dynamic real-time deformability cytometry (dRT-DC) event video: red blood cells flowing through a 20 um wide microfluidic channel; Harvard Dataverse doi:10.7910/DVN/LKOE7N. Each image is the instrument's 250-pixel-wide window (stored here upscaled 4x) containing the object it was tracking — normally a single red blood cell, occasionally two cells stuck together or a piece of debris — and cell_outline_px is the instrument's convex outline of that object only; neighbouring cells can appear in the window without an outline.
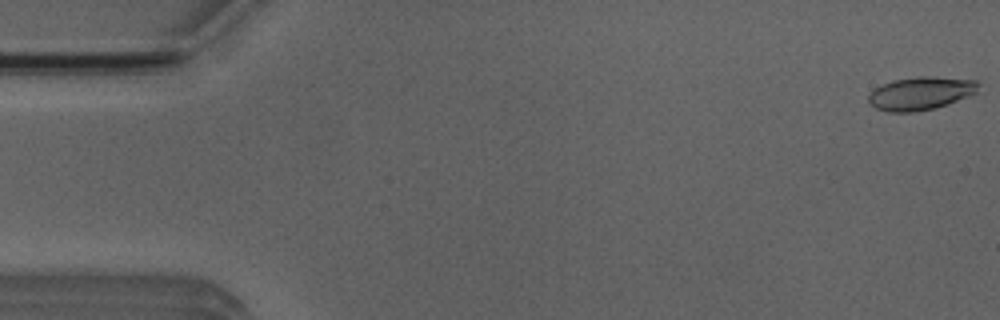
{"species": "Egyptian fruit bat (a non-hibernating species)", "species_latin": "Rousettus aegyptiacus", "temperature_condition": "room temperature", "stored_images_in_passage": 5, "camera_frame_rate_fps": 3000, "um_per_image_px": 0.085, "animal": {"sex": "male"}, "frame": {"image": 1, "passage_image": 1, "time_ms": 0.0, "image_size_px": [1000, 320], "cell_outline_px": [[980, 84], [976, 92], [968, 96], [948, 104], [916, 112], [888, 112], [876, 108], [868, 100], [868, 96], [876, 88], [892, 80], [920, 76], [928, 76], [976, 80]], "centroid_in_image_um": [78.27, 7.93], "position_along_channel_um": 6.7, "area_um2": 20.98}}
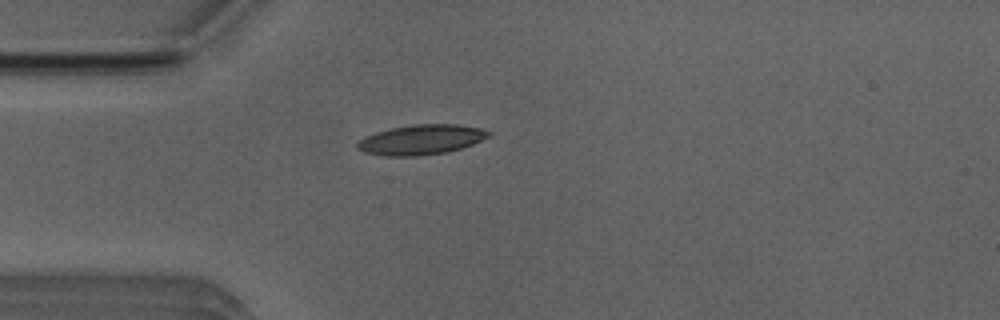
{"frame": {"image": 2, "passage_image": 4, "time_ms": 4.333, "image_size_px": [1000, 320], "cell_outline_px": [[492, 136], [472, 144], [460, 148], [444, 152], [416, 156], [384, 156], [364, 152], [356, 148], [356, 144], [364, 136], [376, 132], [392, 128], [412, 124], [456, 124], [480, 128], [492, 132]], "centroid_in_image_um": [35.79, 11.86], "position_along_channel_um": 49.2, "area_um2": 22.89}}